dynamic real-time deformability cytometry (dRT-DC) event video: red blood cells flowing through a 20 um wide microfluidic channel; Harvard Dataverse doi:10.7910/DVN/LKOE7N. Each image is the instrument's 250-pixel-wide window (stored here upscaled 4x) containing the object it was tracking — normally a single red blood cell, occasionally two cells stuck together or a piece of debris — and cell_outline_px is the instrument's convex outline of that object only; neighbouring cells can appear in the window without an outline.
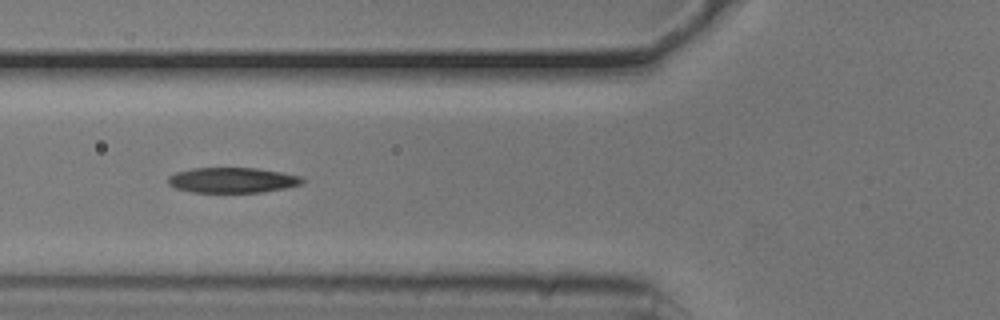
{"species": "common noctule bat (a hibernating species)", "species_latin": "Nyctalus noctula", "temperature_condition": "cold", "stored_images_in_passage": 33, "camera_frame_rate_fps": 3000, "um_per_image_px": 0.085, "animal": {"sex": "male", "body_mass_g": 20.5, "forearm_length_mm": 52.5}, "frame": {"image": 1, "passage_image": 6, "time_ms": 1.667, "image_size_px": [1000, 320], "cell_outline_px": [[304, 180], [300, 184], [284, 188], [264, 192], [192, 192], [176, 188], [168, 184], [168, 176], [176, 172], [192, 168], [256, 168], [280, 172], [300, 176]], "centroid_in_image_um": [19.71, 15.31], "position_along_channel_um": 106.1, "area_um2": 19.65}, "authors_computed_cell_mechanics": {"area_um2": 20.1722, "velocity_mm_per_s": 3.7861, "shape_relaxation_time_tau1_ms": 4.0823, "shape_relaxation_time_tau2_ms": 2.2731, "deformation_change_tau1": 0.1578, "deformation_change_tau2": 0.1044}}